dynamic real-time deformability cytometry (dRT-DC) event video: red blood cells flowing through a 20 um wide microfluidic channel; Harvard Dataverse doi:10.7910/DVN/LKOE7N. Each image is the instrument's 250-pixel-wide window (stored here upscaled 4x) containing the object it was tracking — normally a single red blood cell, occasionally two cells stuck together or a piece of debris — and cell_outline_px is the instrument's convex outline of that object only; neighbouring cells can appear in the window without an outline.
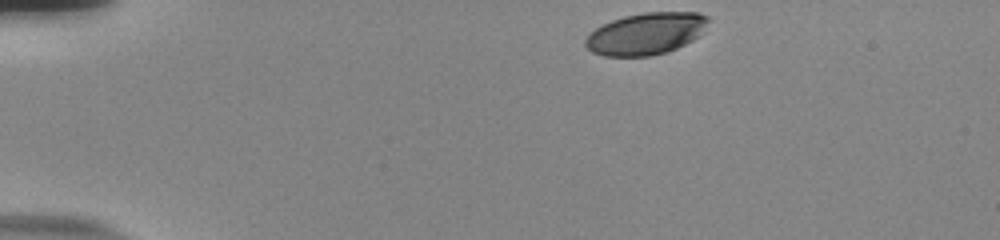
{"species": "human", "species_latin": "Homo sapiens", "temperature_condition": "room temperature", "stored_images_in_passage": 39, "camera_frame_rate_fps": 3000, "um_per_image_px": 0.085, "donor": {"sex": "male"}, "frame": {"image": 1, "passage_image": 1, "time_ms": 0.0, "image_size_px": [1000, 240], "cell_outline_px": [[708, 20], [700, 36], [668, 52], [648, 56], [604, 56], [592, 52], [584, 44], [584, 40], [596, 28], [612, 20], [624, 16], [644, 12], [700, 12], [708, 16]], "centroid_in_image_um": [54.91, 2.86], "position_along_channel_um": 30.1, "area_um2": 29.88}}
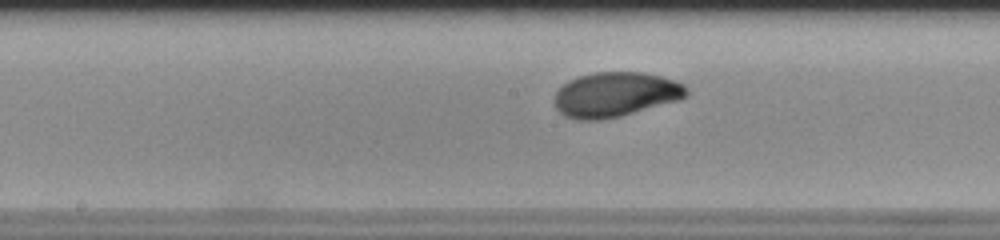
{"frame": {"image": 2, "passage_image": 21, "time_ms": 6.667, "image_size_px": [1000, 240], "cell_outline_px": [[688, 96], [680, 100], [620, 116], [600, 120], [580, 120], [564, 116], [556, 108], [556, 92], [568, 80], [580, 76], [596, 72], [644, 72], [660, 76], [684, 84], [688, 88]], "centroid_in_image_um": [52.34, 8.03], "position_along_channel_um": 195.9, "area_um2": 34.33}}
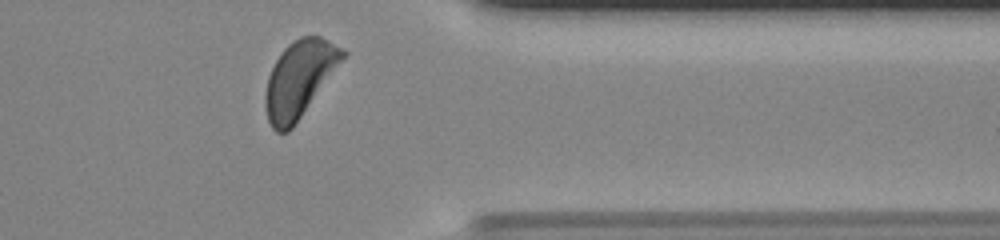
{"frame": {"image": 3, "passage_image": 37, "time_ms": 12.0, "image_size_px": [1000, 240], "cell_outline_px": [[348, 52], [292, 128], [288, 132], [276, 132], [272, 128], [268, 120], [264, 104], [264, 96], [268, 76], [276, 60], [284, 48], [288, 44], [300, 36], [320, 36], [328, 40]], "centroid_in_image_um": [25.41, 6.71], "position_along_channel_um": 386.0, "area_um2": 33.81}, "authors_computed_cell_mechanics": {"area_um2": 33.2928, "velocity_mm_per_s": 3.7037, "shape_relaxation_time_tau1_ms": 2.6417, "shape_relaxation_time_tau2_ms": null, "deformation_change_tau1": 0.1386, "deformation_change_tau2": null}}